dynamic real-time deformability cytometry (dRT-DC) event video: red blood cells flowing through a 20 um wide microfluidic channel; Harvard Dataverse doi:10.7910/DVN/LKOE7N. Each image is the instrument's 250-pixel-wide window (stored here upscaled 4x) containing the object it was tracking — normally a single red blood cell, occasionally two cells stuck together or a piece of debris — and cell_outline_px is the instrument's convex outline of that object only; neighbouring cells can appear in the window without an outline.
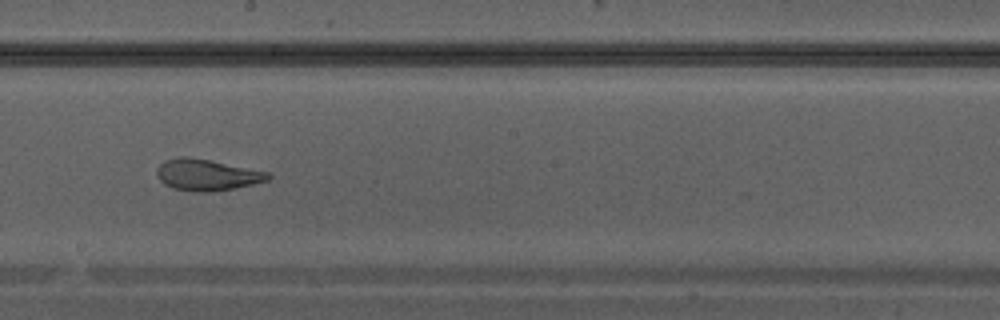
{"species": "Egyptian fruit bat (a non-hibernating species)", "species_latin": "Rousettus aegyptiacus", "temperature_condition": "warm", "stored_images_in_passage": 26, "camera_frame_rate_fps": 3000, "um_per_image_px": 0.085, "animal": {"sex": "male"}, "frame": {"image": 1, "passage_image": 12, "time_ms": 3.667, "image_size_px": [1000, 320], "cell_outline_px": [[272, 176], [268, 180], [236, 188], [212, 192], [192, 192], [172, 188], [164, 184], [156, 176], [156, 168], [164, 160], [180, 156], [188, 156], [268, 172]], "centroid_in_image_um": [17.53, 14.87], "position_along_channel_um": 230.7, "area_um2": 20.4}}